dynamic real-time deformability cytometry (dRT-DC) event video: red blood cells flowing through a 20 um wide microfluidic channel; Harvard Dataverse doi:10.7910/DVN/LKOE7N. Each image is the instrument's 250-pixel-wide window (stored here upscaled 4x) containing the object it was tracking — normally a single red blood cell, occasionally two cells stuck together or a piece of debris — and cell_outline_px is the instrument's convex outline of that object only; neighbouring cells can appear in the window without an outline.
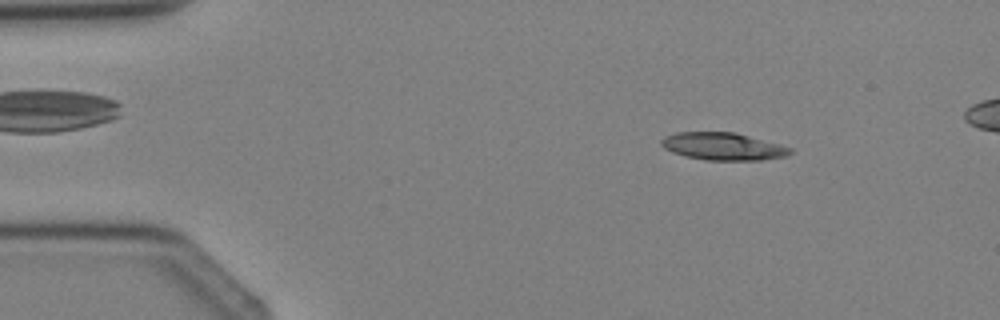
{"species": "Egyptian fruit bat (a non-hibernating species)", "species_latin": "Rousettus aegyptiacus", "temperature_condition": "cold", "stored_images_in_passage": 3, "camera_frame_rate_fps": 3000, "um_per_image_px": 0.085, "animal": {"sex": "female"}, "frame": {"image": 1, "passage_image": 1, "time_ms": 0.0, "image_size_px": [1000, 320], "cell_outline_px": [[792, 152], [788, 156], [764, 160], [704, 160], [684, 156], [672, 152], [664, 148], [660, 144], [660, 140], [664, 136], [676, 132], [736, 132], [780, 144], [792, 148]], "centroid_in_image_um": [61.46, 12.44], "position_along_channel_um": 23.5, "area_um2": 20.92}}